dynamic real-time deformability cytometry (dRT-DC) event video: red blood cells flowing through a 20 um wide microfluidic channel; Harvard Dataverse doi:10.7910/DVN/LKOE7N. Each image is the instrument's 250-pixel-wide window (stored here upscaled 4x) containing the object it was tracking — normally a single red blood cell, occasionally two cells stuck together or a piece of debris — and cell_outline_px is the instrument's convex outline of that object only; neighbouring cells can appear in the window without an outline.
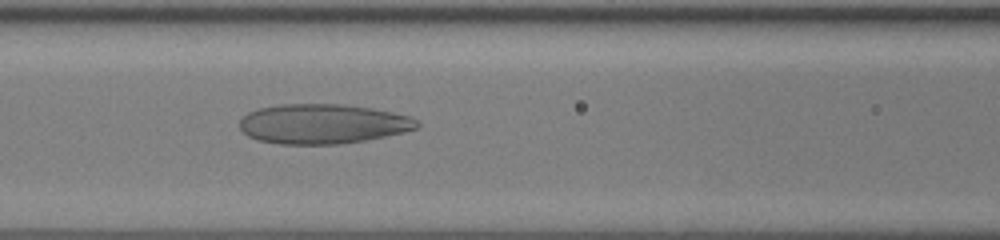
{"species": "human", "species_latin": "Homo sapiens", "temperature_condition": "room temperature", "stored_images_in_passage": 59, "camera_frame_rate_fps": 3000, "um_per_image_px": 0.085, "donor": {"sex": "female"}, "frame": {"image": 1, "passage_image": 31, "time_ms": 10.0, "image_size_px": [1000, 240], "cell_outline_px": [[420, 124], [416, 128], [404, 132], [368, 140], [340, 144], [280, 144], [256, 140], [248, 136], [240, 128], [240, 120], [248, 112], [260, 108], [280, 104], [340, 104], [372, 108], [392, 112], [408, 116], [416, 120]], "centroid_in_image_um": [27.42, 10.53], "position_along_channel_um": 139.2, "area_um2": 41.1}}
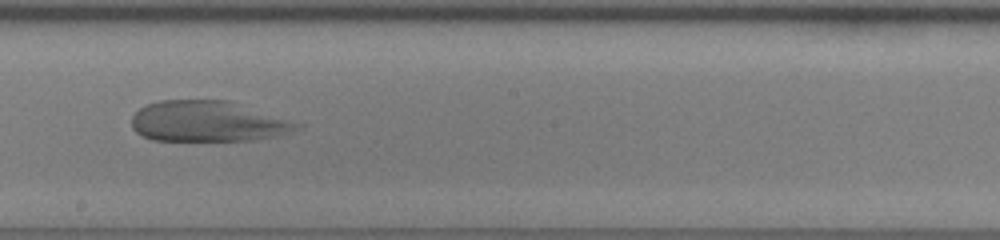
{"frame": {"image": 2, "passage_image": 38, "time_ms": 12.333, "image_size_px": [1000, 240], "cell_outline_px": [[304, 124], [300, 128], [292, 132], [276, 136], [252, 140], [152, 140], [136, 132], [132, 128], [132, 116], [140, 108], [148, 104], [160, 100], [228, 100]], "centroid_in_image_um": [17.69, 10.32], "position_along_channel_um": 230.5, "area_um2": 39.13}}
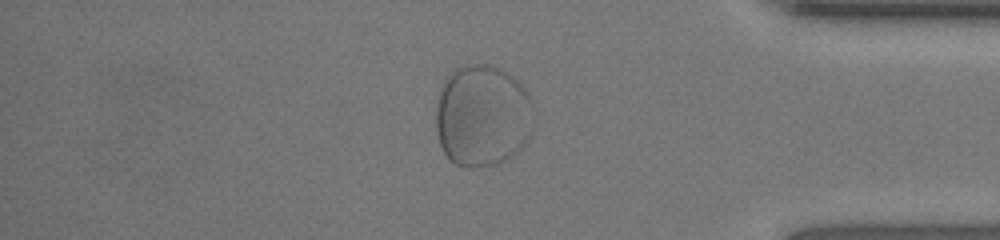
{"frame": {"image": 3, "passage_image": 52, "time_ms": 17.0, "image_size_px": [1000, 240], "cell_outline_px": [[536, 128], [524, 144], [516, 152], [504, 160], [496, 164], [472, 168], [468, 168], [456, 164], [444, 152], [440, 144], [436, 128], [436, 108], [440, 92], [448, 76], [456, 68], [468, 64], [488, 64], [500, 68], [508, 72], [528, 92], [532, 104], [536, 120]], "centroid_in_image_um": [41.06, 9.84], "position_along_channel_um": 394.1, "area_um2": 58.61}}